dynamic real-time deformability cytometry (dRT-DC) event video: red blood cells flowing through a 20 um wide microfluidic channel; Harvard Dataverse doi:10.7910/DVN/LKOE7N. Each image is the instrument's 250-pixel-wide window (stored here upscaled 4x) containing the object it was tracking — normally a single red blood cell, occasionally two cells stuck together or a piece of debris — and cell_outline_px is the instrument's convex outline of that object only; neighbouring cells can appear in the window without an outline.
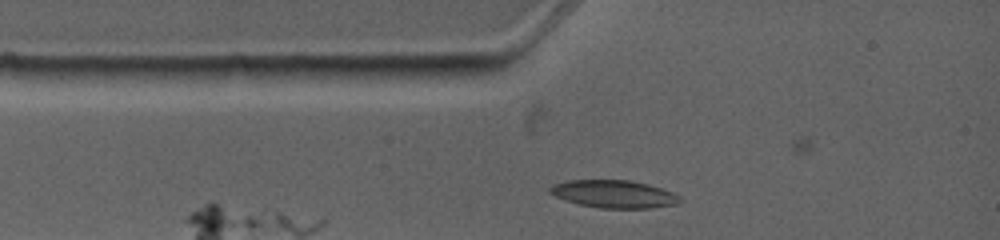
{"species": "common noctule bat (a hibernating species)", "species_latin": "Nyctalus noctula", "temperature_condition": "warm", "stored_images_in_passage": 3, "camera_frame_rate_fps": 4500, "um_per_image_px": 0.085, "animal": {"sex": "female", "body_mass_g": 19.0, "forearm_length_mm": 53.3}, "frame": {"image": 1, "passage_image": 1, "time_ms": 0.0, "image_size_px": [1000, 240], "cell_outline_px": [[684, 200], [676, 204], [652, 208], [600, 208], [580, 204], [564, 200], [548, 192], [548, 188], [552, 184], [568, 180], [632, 180], [648, 184], [672, 192], [680, 196]], "centroid_in_image_um": [52.18, 16.49], "position_along_channel_um": 32.8, "area_um2": 21.1}}
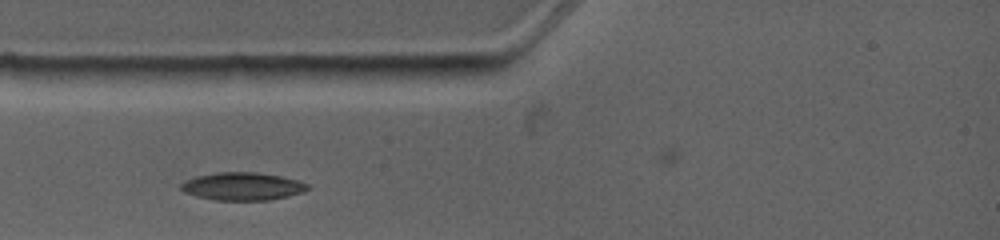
{"frame": {"image": 2, "passage_image": 2, "time_ms": 0.889, "image_size_px": [1000, 240], "cell_outline_px": [[312, 188], [304, 192], [288, 196], [268, 200], [216, 200], [196, 196], [184, 192], [180, 188], [180, 184], [184, 180], [196, 176], [216, 172], [256, 172], [280, 176], [296, 180], [308, 184]], "centroid_in_image_um": [20.61, 15.84], "position_along_channel_um": 64.4, "area_um2": 20.63}}
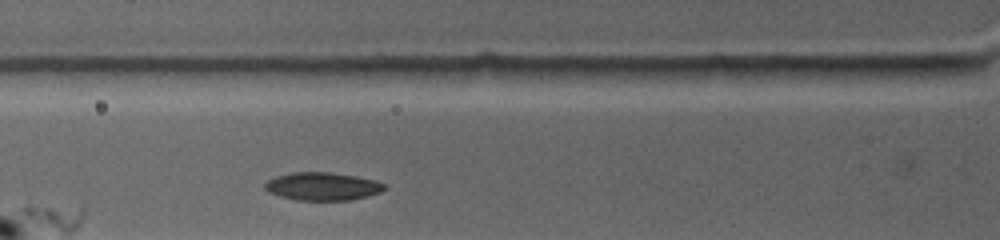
{"frame": {"image": 3, "passage_image": 3, "time_ms": 1.778, "image_size_px": [1000, 240], "cell_outline_px": [[388, 188], [380, 192], [348, 200], [296, 200], [280, 196], [268, 192], [264, 188], [264, 184], [268, 180], [276, 176], [292, 172], [332, 172], [356, 176], [376, 180], [384, 184]], "centroid_in_image_um": [27.4, 15.83], "position_along_channel_um": 98.4, "area_um2": 19.48}}